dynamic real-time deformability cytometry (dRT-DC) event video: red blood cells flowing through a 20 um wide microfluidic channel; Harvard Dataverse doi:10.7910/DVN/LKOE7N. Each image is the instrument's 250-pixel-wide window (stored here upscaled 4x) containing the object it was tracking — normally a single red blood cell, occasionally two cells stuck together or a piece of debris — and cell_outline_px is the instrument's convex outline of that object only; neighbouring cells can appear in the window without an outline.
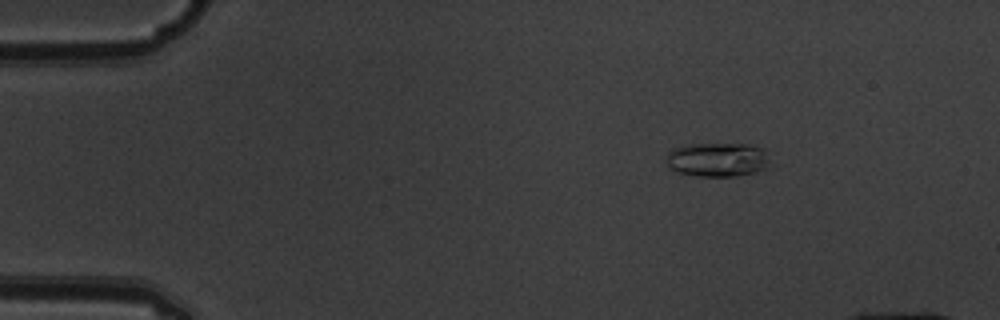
{"species": "common noctule bat (a hibernating species)", "species_latin": "Nyctalus noctula", "temperature_condition": "warm", "stored_images_in_passage": 5, "camera_frame_rate_fps": 3000, "um_per_image_px": 0.085, "animal": {"sex": "male", "body_mass_g": 19.5, "forearm_length_mm": 54.6}, "frame": {"image": 1, "passage_image": 2, "time_ms": 0.333, "image_size_px": [1000, 320], "cell_outline_px": [[772, 168], [756, 172], [736, 176], [696, 176], [676, 172], [668, 164], [668, 152], [672, 148], [688, 144], [748, 144], [764, 148]], "centroid_in_image_um": [61.05, 13.57], "position_along_channel_um": 23.9, "area_um2": 20.87}}